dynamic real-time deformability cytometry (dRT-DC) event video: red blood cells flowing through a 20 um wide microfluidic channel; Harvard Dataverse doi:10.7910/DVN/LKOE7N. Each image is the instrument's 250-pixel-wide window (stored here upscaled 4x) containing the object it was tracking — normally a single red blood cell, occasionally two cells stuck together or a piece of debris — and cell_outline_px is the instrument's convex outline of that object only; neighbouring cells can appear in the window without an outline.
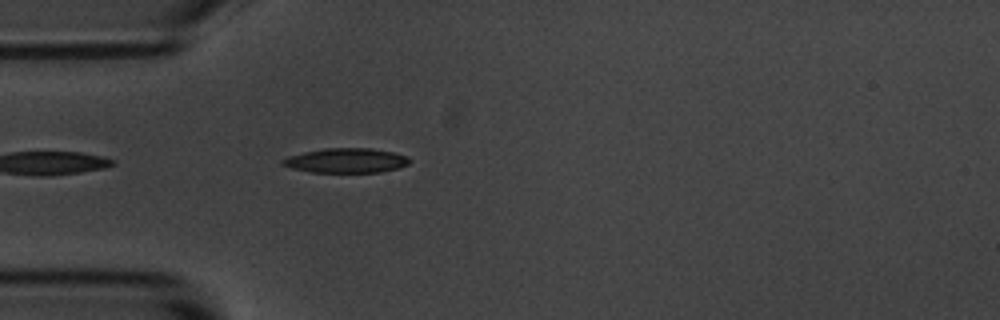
{"species": "common noctule bat (a hibernating species)", "species_latin": "Nyctalus noctula", "temperature_condition": "room temperature", "stored_images_in_passage": 7, "camera_frame_rate_fps": 3000, "um_per_image_px": 0.085, "animal": {"sex": "male", "body_mass_g": 20.1, "forearm_length_mm": 53.5}, "frame": {"image": 1, "passage_image": 3, "time_ms": 0.667, "image_size_px": [1000, 320], "cell_outline_px": [[412, 160], [408, 164], [400, 168], [380, 172], [312, 172], [292, 168], [280, 164], [280, 160], [288, 156], [304, 152], [324, 148], [372, 148], [392, 152], [408, 156]], "centroid_in_image_um": [29.44, 13.64], "position_along_channel_um": 55.6, "area_um2": 18.32}}